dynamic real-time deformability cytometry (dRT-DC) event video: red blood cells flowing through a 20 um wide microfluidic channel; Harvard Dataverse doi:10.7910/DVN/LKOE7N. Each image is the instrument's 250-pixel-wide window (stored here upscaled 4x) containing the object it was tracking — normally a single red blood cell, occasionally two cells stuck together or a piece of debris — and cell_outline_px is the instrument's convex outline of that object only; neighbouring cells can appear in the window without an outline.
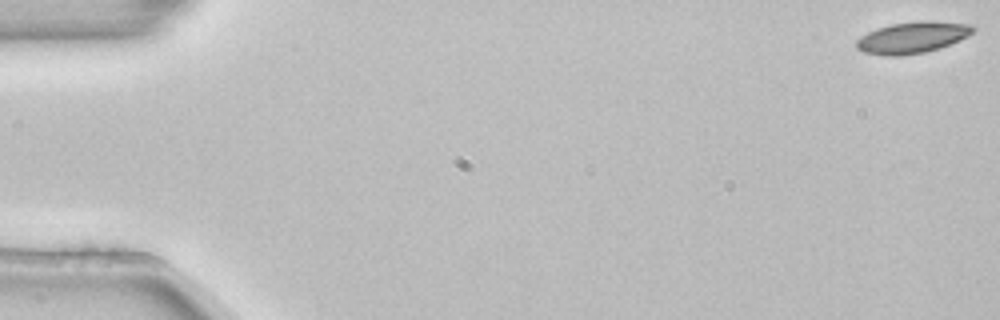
{"species": "common noctule bat (a hibernating species)", "species_latin": "Nyctalus noctula", "temperature_condition": "room temperature", "stored_images_in_passage": 5, "camera_frame_rate_fps": 3000, "um_per_image_px": 0.085, "animal": {"sex": "female", "body_mass_g": 22.7, "forearm_length_mm": 54.2}, "frame": {"image": 1, "passage_image": 1, "time_ms": 0.0, "image_size_px": [1000, 320], "cell_outline_px": [[976, 28], [968, 36], [960, 40], [940, 48], [924, 52], [900, 56], [884, 56], [864, 52], [856, 48], [856, 40], [860, 36], [876, 28], [892, 24], [920, 20], [928, 20], [972, 24]], "centroid_in_image_um": [77.55, 3.18], "position_along_channel_um": 7.4, "area_um2": 21.56}}
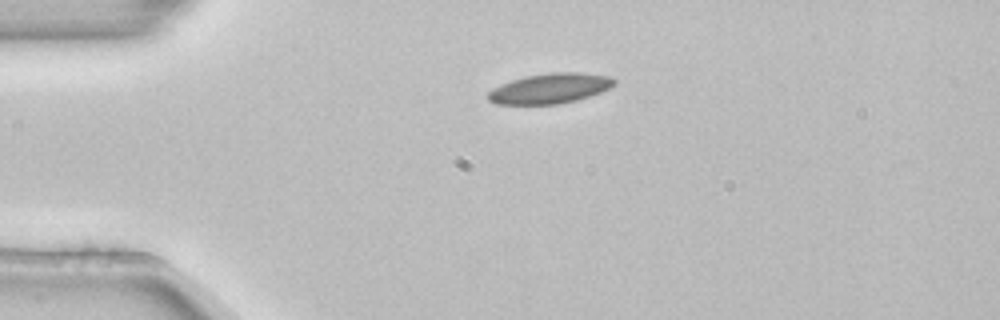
{"frame": {"image": 2, "passage_image": 4, "time_ms": 1.0, "image_size_px": [1000, 320], "cell_outline_px": [[616, 84], [612, 88], [576, 100], [560, 104], [496, 104], [488, 100], [488, 92], [492, 88], [500, 84], [524, 76], [552, 72], [580, 72], [608, 76], [616, 80]], "centroid_in_image_um": [46.75, 7.51], "position_along_channel_um": 38.2, "area_um2": 22.25}}